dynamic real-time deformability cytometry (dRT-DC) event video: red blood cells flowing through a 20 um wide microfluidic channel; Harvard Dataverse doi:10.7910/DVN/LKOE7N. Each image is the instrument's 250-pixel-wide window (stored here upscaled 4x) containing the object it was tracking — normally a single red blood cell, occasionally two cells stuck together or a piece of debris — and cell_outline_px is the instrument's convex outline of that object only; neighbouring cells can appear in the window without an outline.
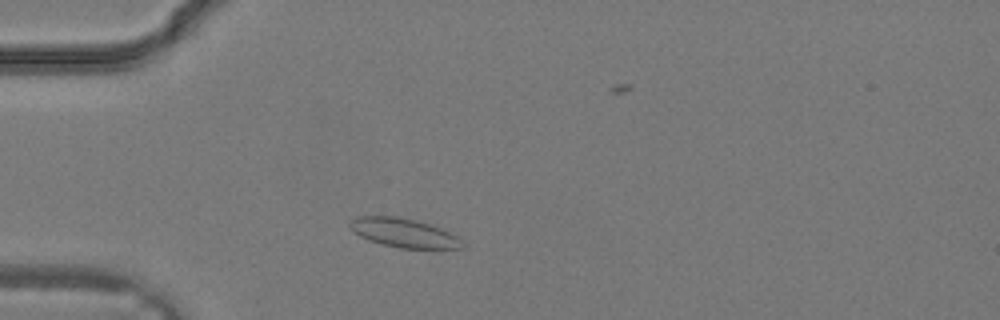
{"species": "common noctule bat (a hibernating species)", "species_latin": "Nyctalus noctula", "temperature_condition": "warm", "stored_images_in_passage": 29, "camera_frame_rate_fps": 3000, "um_per_image_px": 0.085, "animal": {"sex": "male", "body_mass_g": 19.2, "forearm_length_mm": 51.8}, "frame": {"image": 1, "passage_image": 5, "time_ms": 1.333, "image_size_px": [1000, 320], "cell_outline_px": [[464, 248], [400, 248], [368, 240], [360, 236], [348, 224], [356, 216], [396, 216], [416, 220], [432, 224], [456, 236], [460, 240]], "centroid_in_image_um": [34.31, 19.78], "position_along_channel_um": 50.7, "area_um2": 18.67}}
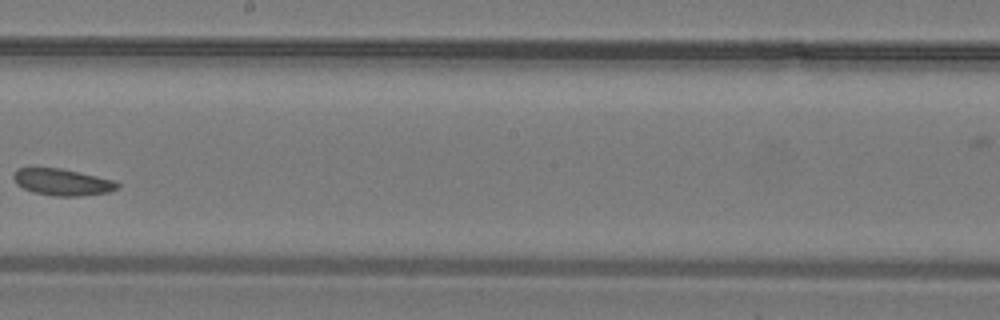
{"frame": {"image": 2, "passage_image": 15, "time_ms": 4.667, "image_size_px": [1000, 320], "cell_outline_px": [[120, 184], [116, 188], [108, 192], [80, 196], [52, 196], [32, 192], [16, 184], [12, 176], [16, 168], [60, 168], [96, 176], [112, 180]], "centroid_in_image_um": [5.24, 15.48], "position_along_channel_um": 243.0, "area_um2": 16.01}}
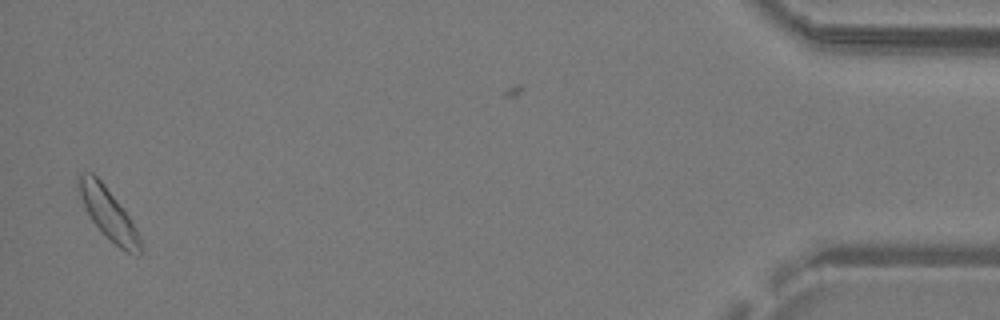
{"frame": {"image": 3, "passage_image": 28, "time_ms": 9.0, "image_size_px": [1000, 320], "cell_outline_px": [[140, 252], [136, 256], [120, 248], [92, 220], [80, 196], [76, 176], [84, 172], [92, 172], [104, 184], [128, 216], [136, 228], [140, 240]], "centroid_in_image_um": [9.18, 18.11], "position_along_channel_um": 426.0, "area_um2": 17.51}}